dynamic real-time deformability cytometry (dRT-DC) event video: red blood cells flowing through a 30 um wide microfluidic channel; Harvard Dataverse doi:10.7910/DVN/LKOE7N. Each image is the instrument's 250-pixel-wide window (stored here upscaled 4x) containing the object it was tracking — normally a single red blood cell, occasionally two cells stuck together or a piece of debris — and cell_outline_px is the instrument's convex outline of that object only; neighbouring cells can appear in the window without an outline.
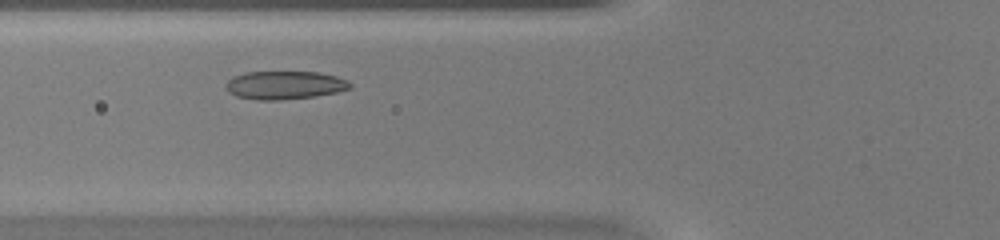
{"species": "common noctule bat (a hibernating species)", "species_latin": "Nyctalus noctula", "temperature_condition": "warm", "stored_images_in_passage": 29, "camera_frame_rate_fps": 3000, "um_per_image_px": 0.085, "animal": {"sex": "female", "body_mass_g": 20.0, "forearm_length_mm": 54.0}, "frame": {"image": 1, "passage_image": 6, "time_ms": 1.667, "image_size_px": [1000, 240], "cell_outline_px": [[352, 88], [336, 92], [316, 96], [280, 100], [256, 100], [236, 96], [228, 92], [224, 88], [224, 84], [232, 76], [244, 72], [320, 72], [336, 76], [348, 80], [352, 84]], "centroid_in_image_um": [24.17, 7.23], "position_along_channel_um": 101.6, "area_um2": 20.75}}
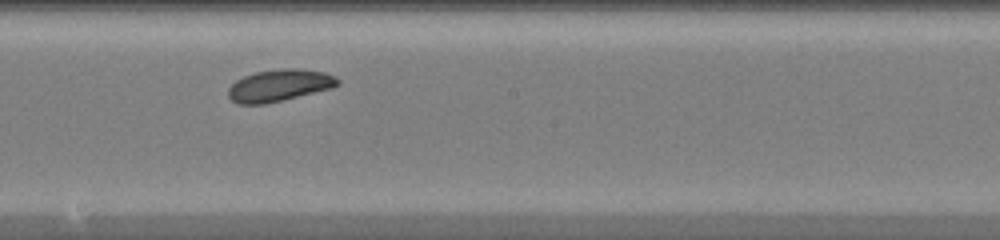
{"frame": {"image": 2, "passage_image": 15, "time_ms": 4.667, "image_size_px": [1000, 240], "cell_outline_px": [[340, 84], [332, 88], [264, 104], [240, 104], [232, 100], [228, 96], [228, 88], [236, 80], [244, 76], [256, 72], [280, 68], [296, 68], [324, 72], [336, 76], [340, 80]], "centroid_in_image_um": [23.75, 7.25], "position_along_channel_um": 224.4, "area_um2": 20.29}}
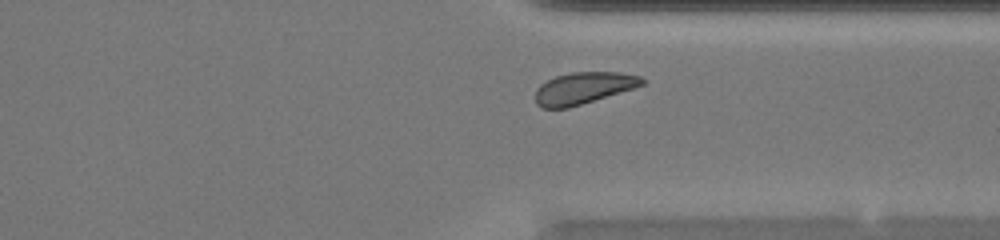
{"frame": {"image": 3, "passage_image": 25, "time_ms": 8.0, "image_size_px": [1000, 240], "cell_outline_px": [[648, 80], [644, 84], [636, 88], [568, 108], [540, 108], [536, 104], [536, 88], [540, 84], [556, 76], [572, 72], [620, 72], [640, 76]], "centroid_in_image_um": [49.63, 7.49], "position_along_channel_um": 361.8, "area_um2": 19.94}, "authors_computed_cell_mechanics": {"area_um2": 20.2878, "velocity_mm_per_s": 4.1094, "shape_relaxation_time_tau1_ms": 0.8736, "shape_relaxation_time_tau2_ms": 5.7424, "deformation_change_tau1": 0.058, "deformation_change_tau2": 0.0897}}